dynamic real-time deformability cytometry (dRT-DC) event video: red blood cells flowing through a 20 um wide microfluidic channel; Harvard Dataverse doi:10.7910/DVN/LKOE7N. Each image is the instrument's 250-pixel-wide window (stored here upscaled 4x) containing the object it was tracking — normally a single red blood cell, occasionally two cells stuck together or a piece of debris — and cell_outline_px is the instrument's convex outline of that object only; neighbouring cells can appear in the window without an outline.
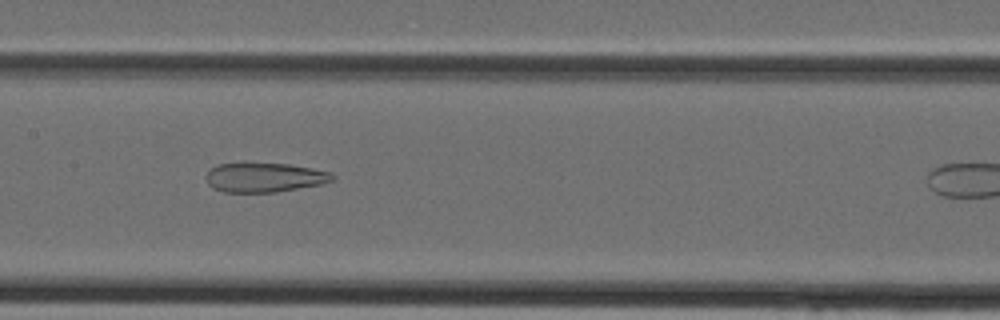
{"species": "Egyptian fruit bat (a non-hibernating species)", "species_latin": "Rousettus aegyptiacus", "temperature_condition": "cold", "stored_images_in_passage": 19, "camera_frame_rate_fps": 3000, "um_per_image_px": 0.085, "animal": {"sex": "female"}, "frame": {"image": 1, "passage_image": 16, "time_ms": 5.0, "image_size_px": [1000, 320], "cell_outline_px": [[336, 180], [320, 184], [276, 192], [224, 192], [212, 188], [208, 184], [204, 176], [212, 168], [220, 164], [288, 164], [312, 168], [332, 172], [336, 176]], "centroid_in_image_um": [22.51, 15.09], "position_along_channel_um": 184.9, "area_um2": 21.5}}